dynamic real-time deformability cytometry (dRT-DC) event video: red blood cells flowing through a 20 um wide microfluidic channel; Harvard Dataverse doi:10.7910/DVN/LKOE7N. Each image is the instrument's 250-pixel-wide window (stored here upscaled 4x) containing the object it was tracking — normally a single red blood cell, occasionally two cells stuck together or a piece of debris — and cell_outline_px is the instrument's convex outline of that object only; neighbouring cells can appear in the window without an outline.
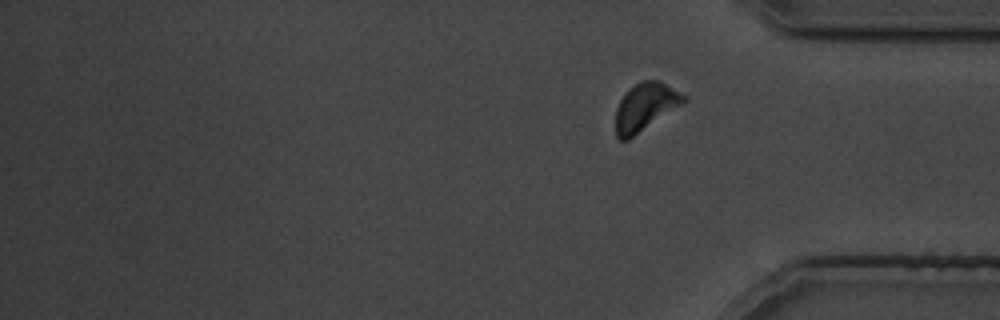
{"species": "common noctule bat (a hibernating species)", "species_latin": "Nyctalus noctula", "temperature_condition": "cold", "stored_images_in_passage": 39, "segment_of_instrument_passage": [2, 2], "camera_frame_rate_fps": 3000, "um_per_image_px": 0.085, "animal": {"sex": "male", "body_mass_g": 19.5, "forearm_length_mm": 54.6}, "frame": {"image": 1, "passage_image": 39, "time_ms": 47.333, "image_size_px": [1000, 320], "cell_outline_px": [[688, 100], [684, 104], [628, 140], [620, 140], [616, 136], [616, 108], [620, 100], [640, 80], [660, 80], [684, 96]], "centroid_in_image_um": [54.86, 9.11], "position_along_channel_um": 380.3, "area_um2": 18.73}}